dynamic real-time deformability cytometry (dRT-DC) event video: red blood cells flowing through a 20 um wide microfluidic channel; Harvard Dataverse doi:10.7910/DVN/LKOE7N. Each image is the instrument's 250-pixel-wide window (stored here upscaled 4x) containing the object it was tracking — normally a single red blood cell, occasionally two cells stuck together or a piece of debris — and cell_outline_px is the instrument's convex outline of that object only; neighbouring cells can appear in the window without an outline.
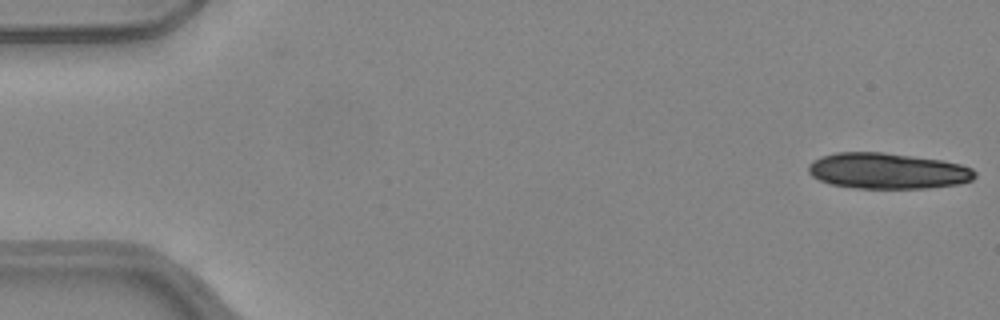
{"species": "common noctule bat (a hibernating species)", "species_latin": "Nyctalus noctula", "temperature_condition": "warm", "stored_images_in_passage": 22, "camera_frame_rate_fps": 3000, "um_per_image_px": 0.085, "animal": {"sex": "female", "body_mass_g": 24.6, "forearm_length_mm": 56.2}, "frame": {"image": 1, "passage_image": 1, "time_ms": 0.0, "image_size_px": [1000, 320], "cell_outline_px": [[976, 176], [972, 180], [956, 184], [928, 188], [856, 188], [832, 184], [820, 180], [812, 176], [808, 172], [808, 164], [812, 160], [820, 156], [836, 152], [884, 152], [940, 160], [960, 164], [972, 168], [976, 172]], "centroid_in_image_um": [75.41, 14.52], "position_along_channel_um": 9.6, "area_um2": 34.8}}
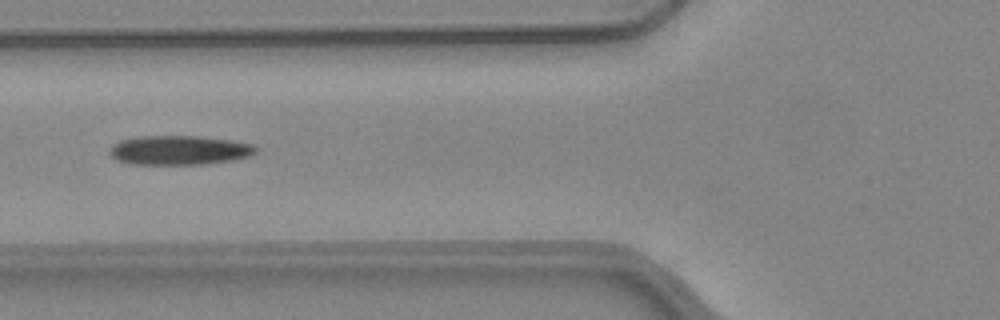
{"frame": {"image": 2, "passage_image": 20, "time_ms": 6.333, "image_size_px": [1000, 320], "cell_outline_px": [[256, 152], [252, 156], [232, 160], [204, 164], [128, 164], [116, 160], [112, 156], [112, 144], [120, 140], [140, 136], [200, 136], [232, 140], [252, 144], [256, 148]], "centroid_in_image_um": [15.26, 12.76], "position_along_channel_um": 110.5, "area_um2": 24.97}}